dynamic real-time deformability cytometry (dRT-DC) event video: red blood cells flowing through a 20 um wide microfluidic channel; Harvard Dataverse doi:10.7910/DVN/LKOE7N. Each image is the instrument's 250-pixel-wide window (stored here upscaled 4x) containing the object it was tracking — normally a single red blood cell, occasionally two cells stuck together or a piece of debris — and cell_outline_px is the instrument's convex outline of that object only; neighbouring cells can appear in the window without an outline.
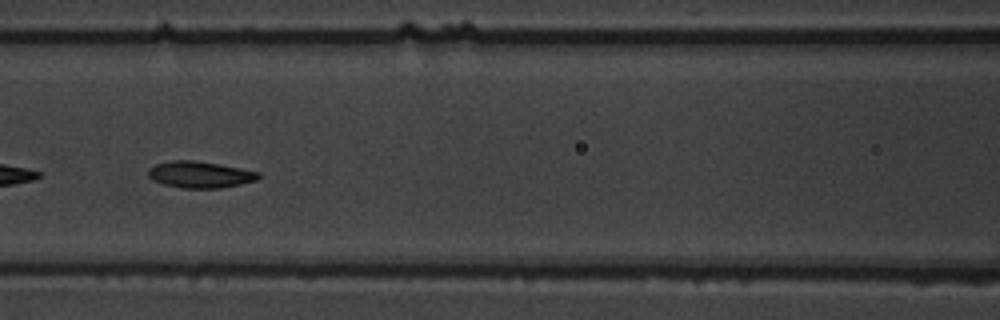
{"species": "common noctule bat (a hibernating species)", "species_latin": "Nyctalus noctula", "temperature_condition": "warm", "stored_images_in_passage": 9, "camera_frame_rate_fps": 3000, "um_per_image_px": 0.085, "animal": {"sex": "male", "body_mass_g": 19.5, "forearm_length_mm": 54.6}, "frame": {"image": 1, "passage_image": 6, "time_ms": 5.667, "image_size_px": [1000, 320], "cell_outline_px": [[260, 176], [256, 180], [240, 184], [220, 188], [184, 188], [164, 184], [152, 180], [148, 176], [148, 168], [156, 164], [172, 160], [196, 160], [220, 164], [260, 172]], "centroid_in_image_um": [16.98, 14.83], "position_along_channel_um": 149.6, "area_um2": 17.05}}
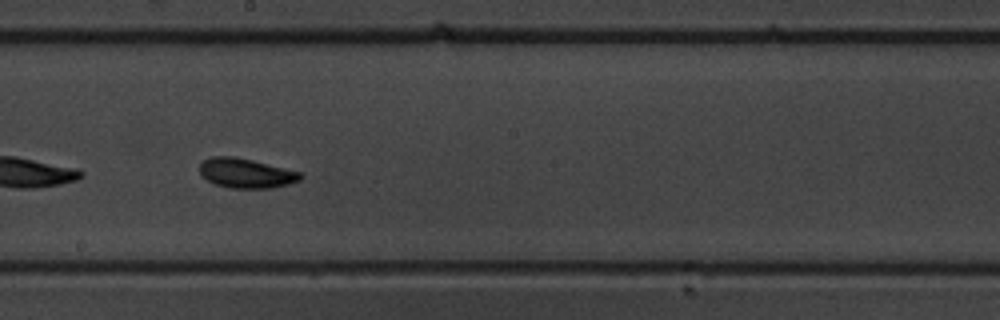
{"frame": {"image": 2, "passage_image": 8, "time_ms": 8.0, "image_size_px": [1000, 320], "cell_outline_px": [[304, 176], [300, 180], [288, 184], [272, 188], [232, 188], [216, 184], [208, 180], [200, 172], [200, 164], [204, 160], [212, 156], [236, 156], [300, 172]], "centroid_in_image_um": [20.93, 14.71], "position_along_channel_um": 227.3, "area_um2": 17.22}}
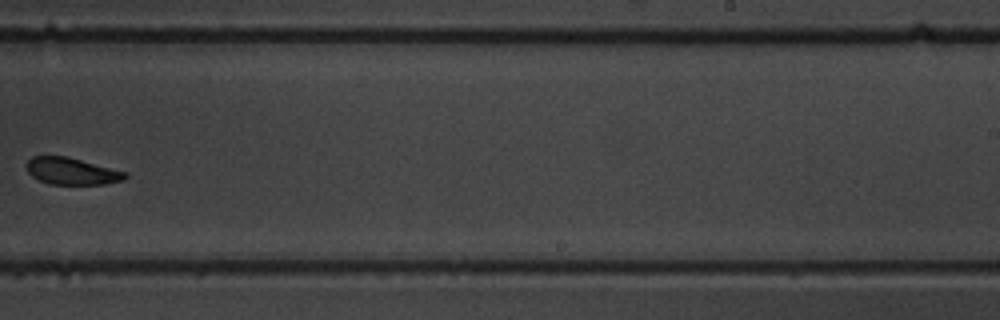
{"frame": {"image": 3, "passage_image": 9, "time_ms": 9.667, "image_size_px": [1000, 320], "cell_outline_px": [[128, 176], [124, 180], [104, 184], [52, 184], [40, 180], [32, 176], [28, 172], [24, 164], [32, 156], [68, 156], [128, 172]], "centroid_in_image_um": [6.11, 14.54], "position_along_channel_um": 282.9, "area_um2": 15.61}}